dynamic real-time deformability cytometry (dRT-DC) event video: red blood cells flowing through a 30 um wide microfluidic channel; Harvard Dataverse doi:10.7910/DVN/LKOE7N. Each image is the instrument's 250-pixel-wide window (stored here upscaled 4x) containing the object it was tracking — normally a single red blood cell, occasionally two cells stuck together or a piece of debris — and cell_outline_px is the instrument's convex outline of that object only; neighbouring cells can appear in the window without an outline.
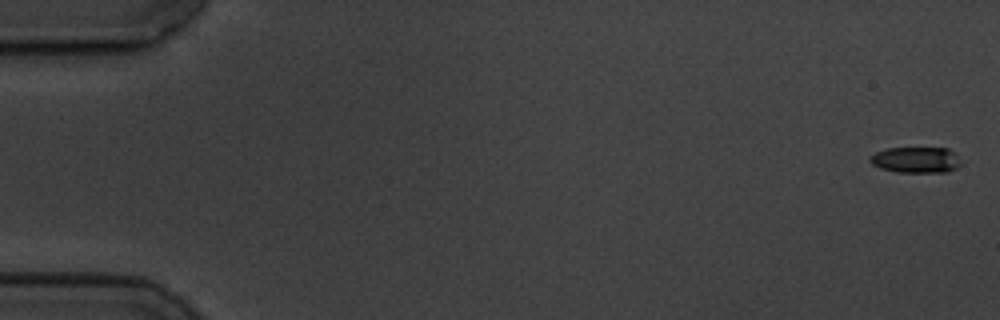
{"species": "common noctule bat (a hibernating species)", "species_latin": "Nyctalus noctula", "temperature_condition": "cold", "stored_images_in_passage": 3, "camera_frame_rate_fps": 3000, "um_per_image_px": 0.085, "animal": {"sex": "male", "body_mass_g": 19.5, "forearm_length_mm": 54.6}, "frame": {"image": 1, "passage_image": 1, "time_ms": 0.0, "image_size_px": [1000, 320], "cell_outline_px": [[960, 164], [956, 168], [948, 172], [896, 172], [880, 168], [872, 164], [868, 160], [876, 152], [888, 148], [948, 148], [956, 152]], "centroid_in_image_um": [77.87, 13.59], "position_along_channel_um": 7.1, "area_um2": 13.76}}